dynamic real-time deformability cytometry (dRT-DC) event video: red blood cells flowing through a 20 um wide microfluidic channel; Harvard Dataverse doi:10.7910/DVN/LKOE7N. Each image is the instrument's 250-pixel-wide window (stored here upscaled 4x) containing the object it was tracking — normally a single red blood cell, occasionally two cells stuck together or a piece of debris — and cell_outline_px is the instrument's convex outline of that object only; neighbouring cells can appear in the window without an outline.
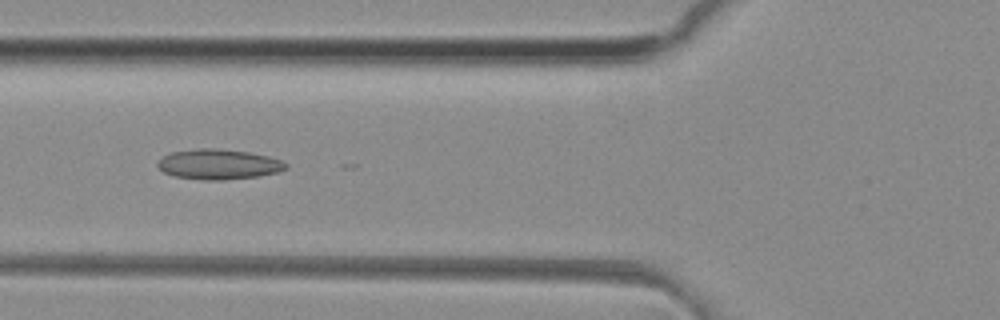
{"species": "common noctule bat (a hibernating species)", "species_latin": "Nyctalus noctula", "temperature_condition": "room temperature", "stored_images_in_passage": 49, "camera_frame_rate_fps": 3000, "um_per_image_px": 0.085, "animal": {"sex": "female", "body_mass_g": 29.2, "forearm_length_mm": 56.3}, "frame": {"image": 1, "passage_image": 18, "time_ms": 5.667, "image_size_px": [1000, 320], "cell_outline_px": [[288, 168], [280, 172], [256, 176], [224, 180], [204, 180], [176, 176], [164, 172], [156, 164], [164, 156], [172, 152], [200, 148], [216, 148], [248, 152], [268, 156], [280, 160], [288, 164]], "centroid_in_image_um": [18.62, 13.96], "position_along_channel_um": 107.2, "area_um2": 22.37}}
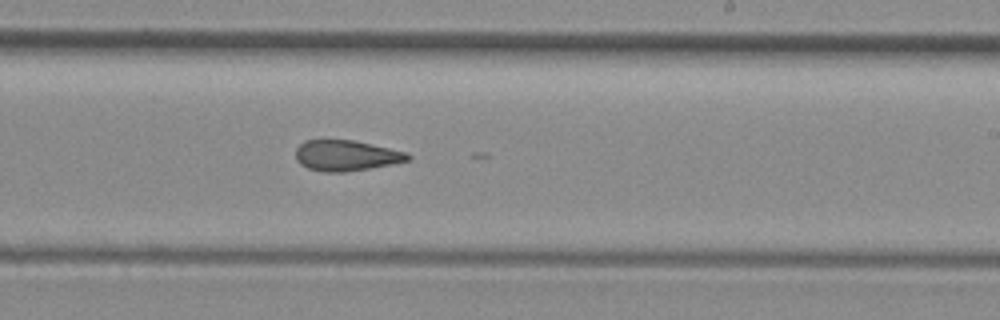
{"frame": {"image": 2, "passage_image": 29, "time_ms": 9.333, "image_size_px": [1000, 320], "cell_outline_px": [[412, 160], [392, 164], [344, 172], [324, 172], [308, 168], [300, 164], [296, 160], [296, 148], [304, 140], [352, 140], [408, 152], [412, 156]], "centroid_in_image_um": [29.44, 13.22], "position_along_channel_um": 259.6, "area_um2": 20.06}}
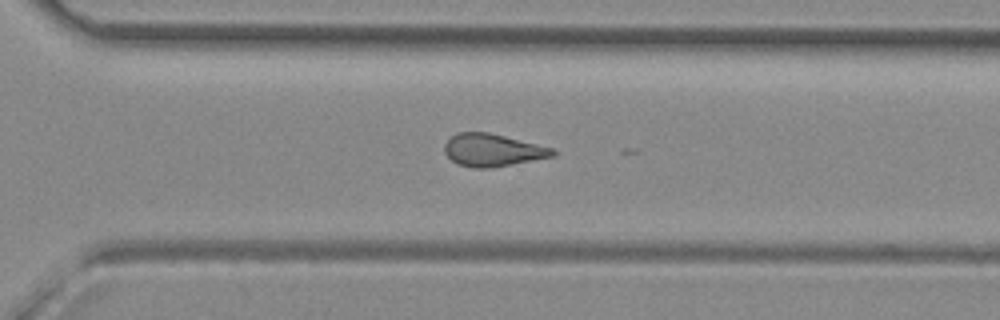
{"frame": {"image": 3, "passage_image": 34, "time_ms": 11.0, "image_size_px": [1000, 320], "cell_outline_px": [[556, 156], [492, 168], [472, 168], [456, 164], [444, 152], [444, 144], [456, 132], [488, 132], [556, 148]], "centroid_in_image_um": [41.9, 12.76], "position_along_channel_um": 328.7, "area_um2": 20.81}, "authors_computed_cell_mechanics": {"area_um2": 21.2704, "velocity_mm_per_s": 4.1636, "shape_relaxation_time_tau1_ms": 6.4108, "shape_relaxation_time_tau2_ms": 4.7586, "deformation_change_tau1": 0.1518, "deformation_change_tau2": 0.1403}}